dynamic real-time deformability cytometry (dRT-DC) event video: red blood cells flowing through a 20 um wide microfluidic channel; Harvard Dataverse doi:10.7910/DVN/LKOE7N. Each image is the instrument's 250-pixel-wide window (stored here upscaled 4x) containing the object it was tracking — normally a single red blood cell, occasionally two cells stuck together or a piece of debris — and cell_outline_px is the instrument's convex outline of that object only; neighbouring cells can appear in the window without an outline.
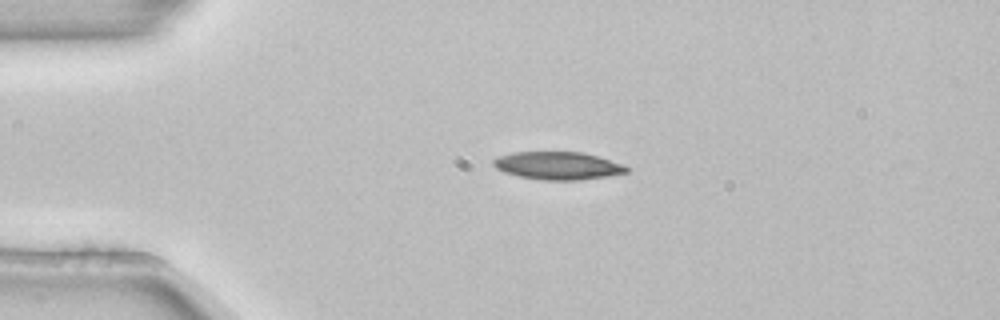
{"species": "common noctule bat (a hibernating species)", "species_latin": "Nyctalus noctula", "temperature_condition": "room temperature", "stored_images_in_passage": 2, "camera_frame_rate_fps": 3000, "um_per_image_px": 0.085, "animal": {"sex": "female", "body_mass_g": 22.7, "forearm_length_mm": 54.2}, "frame": {"image": 1, "passage_image": 1, "time_ms": 0.0, "image_size_px": [1000, 320], "cell_outline_px": [[628, 172], [608, 176], [580, 180], [544, 180], [520, 176], [504, 172], [496, 168], [492, 164], [492, 160], [496, 156], [512, 152], [580, 152], [596, 156], [624, 164], [628, 168]], "centroid_in_image_um": [47.39, 14.08], "position_along_channel_um": 37.6, "area_um2": 21.56}}